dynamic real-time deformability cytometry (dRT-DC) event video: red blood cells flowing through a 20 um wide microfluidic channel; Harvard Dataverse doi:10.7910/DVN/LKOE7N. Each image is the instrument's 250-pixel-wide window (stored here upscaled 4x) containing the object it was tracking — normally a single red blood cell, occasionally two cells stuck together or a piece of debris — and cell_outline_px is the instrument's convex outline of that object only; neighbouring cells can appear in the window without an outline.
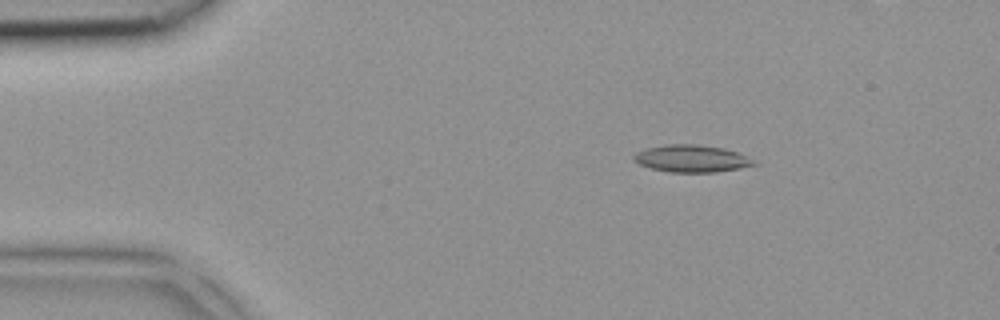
{"species": "common noctule bat (a hibernating species)", "species_latin": "Nyctalus noctula", "temperature_condition": "room temperature", "stored_images_in_passage": 4, "camera_frame_rate_fps": 3000, "um_per_image_px": 0.085, "animal": {"sex": "female", "body_mass_g": 18.4}, "frame": {"image": 1, "passage_image": 1, "time_ms": 0.0, "image_size_px": [1000, 320], "cell_outline_px": [[760, 164], [740, 168], [716, 172], [668, 172], [652, 168], [640, 164], [632, 160], [632, 156], [636, 152], [644, 148], [664, 144], [696, 144], [724, 148], [736, 152], [756, 160]], "centroid_in_image_um": [58.78, 13.47], "position_along_channel_um": 26.2, "area_um2": 19.25}}
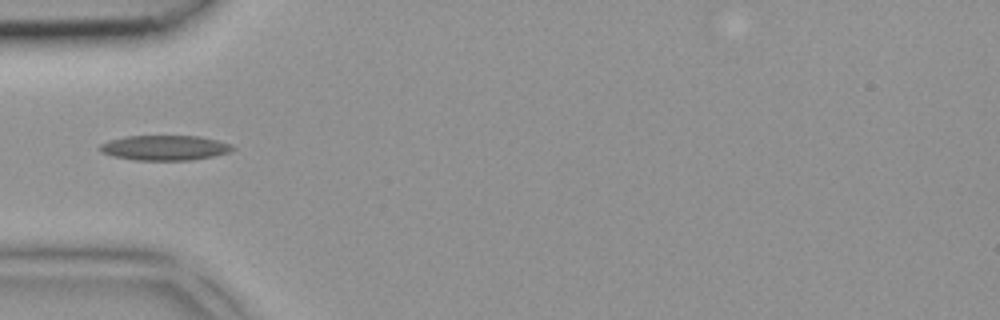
{"frame": {"image": 2, "passage_image": 3, "time_ms": 0.667, "image_size_px": [1000, 320], "cell_outline_px": [[236, 148], [232, 152], [192, 160], [132, 160], [112, 156], [100, 152], [100, 144], [108, 140], [124, 136], [200, 136], [232, 144]], "centroid_in_image_um": [14.0, 12.56], "position_along_channel_um": 71.0, "area_um2": 19.54}}